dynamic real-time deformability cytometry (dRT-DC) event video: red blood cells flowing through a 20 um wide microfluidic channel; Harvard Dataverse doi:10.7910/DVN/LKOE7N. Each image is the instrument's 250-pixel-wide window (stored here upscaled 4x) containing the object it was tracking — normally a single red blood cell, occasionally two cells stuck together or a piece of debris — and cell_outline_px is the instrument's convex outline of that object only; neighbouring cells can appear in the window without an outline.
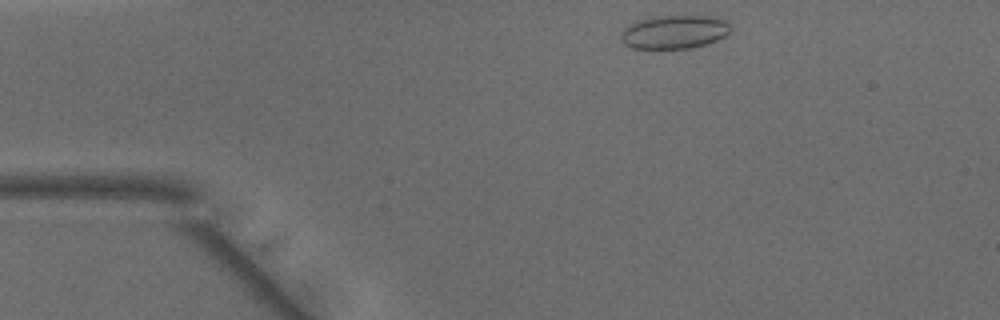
{"species": "common noctule bat (a hibernating species)", "species_latin": "Nyctalus noctula", "temperature_condition": "warm", "stored_images_in_passage": 41, "camera_frame_rate_fps": 3000, "um_per_image_px": 0.085, "animal": {"sex": "male", "body_mass_g": 15.6}, "frame": {"image": 1, "passage_image": 1, "time_ms": 0.0, "image_size_px": [1000, 320], "cell_outline_px": [[732, 32], [716, 40], [692, 48], [632, 48], [624, 44], [620, 40], [620, 32], [624, 28], [640, 20], [656, 16], [712, 16], [728, 20], [732, 24]], "centroid_in_image_um": [57.36, 2.71], "position_along_channel_um": 27.6, "area_um2": 21.56}}
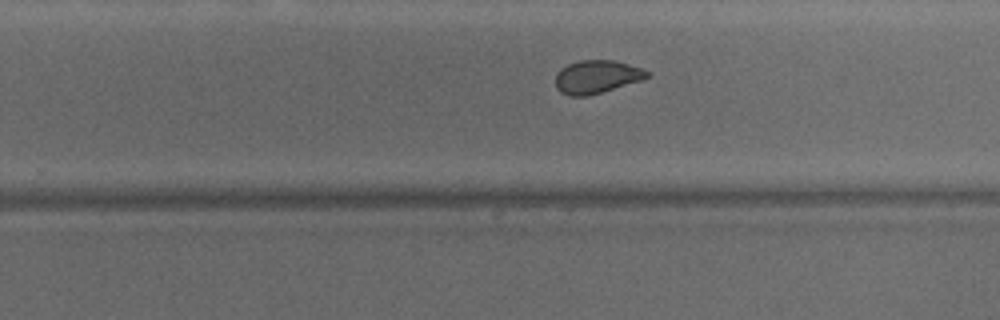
{"frame": {"image": 2, "passage_image": 23, "time_ms": 7.333, "image_size_px": [1000, 320], "cell_outline_px": [[652, 76], [644, 80], [588, 96], [572, 96], [560, 92], [556, 88], [556, 72], [560, 68], [568, 64], [580, 60], [612, 60], [628, 64], [652, 72]], "centroid_in_image_um": [50.75, 6.53], "position_along_channel_um": 279.0, "area_um2": 17.92}}
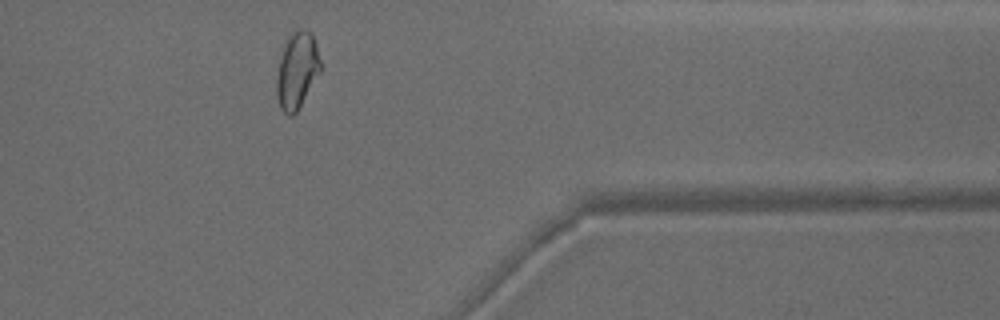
{"frame": {"image": 3, "passage_image": 32, "time_ms": 10.333, "image_size_px": [1000, 320], "cell_outline_px": [[320, 72], [296, 112], [292, 116], [288, 116], [280, 108], [276, 96], [276, 76], [280, 56], [288, 36], [296, 28], [304, 28], [312, 32], [316, 44], [320, 60]], "centroid_in_image_um": [25.22, 5.95], "position_along_channel_um": 386.2, "area_um2": 19.65}, "authors_computed_cell_mechanics": {"area_um2": 19.2474, "velocity_mm_per_s": 4.1462, "shape_relaxation_time_tau1_ms": null, "shape_relaxation_time_tau2_ms": 1.2625, "deformation_change_tau1": null, "deformation_change_tau2": 0.0559}}